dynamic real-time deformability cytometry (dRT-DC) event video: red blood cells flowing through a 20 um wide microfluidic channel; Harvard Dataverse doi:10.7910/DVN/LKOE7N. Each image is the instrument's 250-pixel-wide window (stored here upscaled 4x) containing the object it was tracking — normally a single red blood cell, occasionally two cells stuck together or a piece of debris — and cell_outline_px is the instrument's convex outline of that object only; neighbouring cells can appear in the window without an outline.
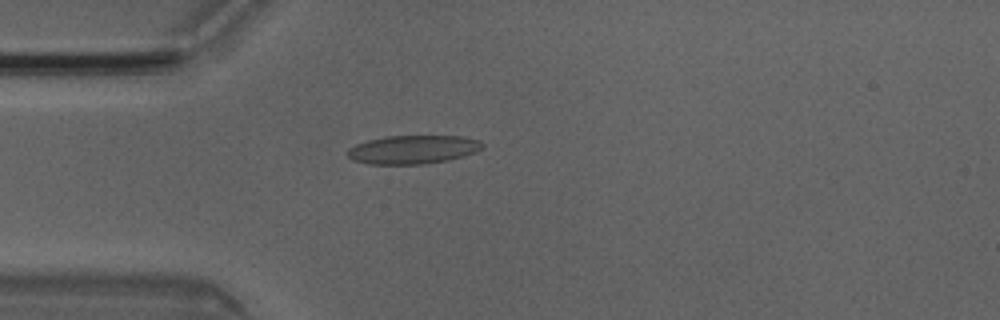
{"species": "Egyptian fruit bat (a non-hibernating species)", "species_latin": "Rousettus aegyptiacus", "temperature_condition": "room temperature", "stored_images_in_passage": 50, "camera_frame_rate_fps": 3000, "um_per_image_px": 0.085, "animal": {"sex": "male"}, "frame": {"image": 1, "passage_image": 13, "time_ms": 4.0, "image_size_px": [1000, 320], "cell_outline_px": [[484, 144], [476, 152], [464, 156], [448, 160], [424, 164], [368, 164], [352, 160], [348, 156], [348, 148], [356, 144], [368, 140], [384, 136], [464, 136], [480, 140]], "centroid_in_image_um": [35.1, 12.71], "position_along_channel_um": 49.9, "area_um2": 22.54}}
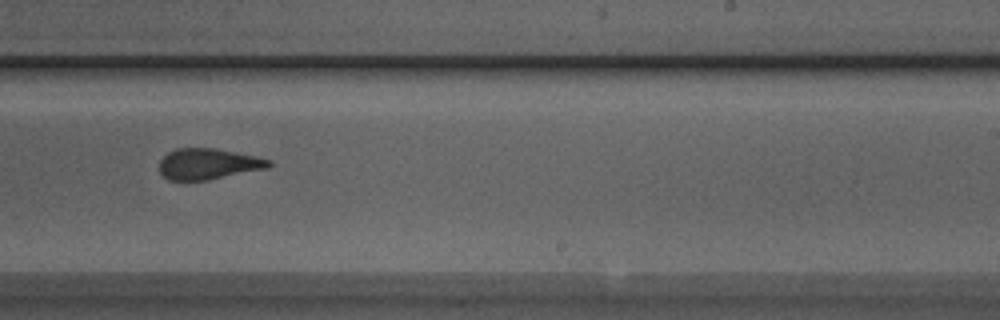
{"frame": {"image": 2, "passage_image": 30, "time_ms": 9.667, "image_size_px": [1000, 320], "cell_outline_px": [[272, 164], [268, 168], [208, 180], [168, 180], [160, 172], [160, 160], [168, 152], [176, 148], [212, 148], [256, 156], [272, 160]], "centroid_in_image_um": [17.7, 13.93], "position_along_channel_um": 271.3, "area_um2": 19.65}}
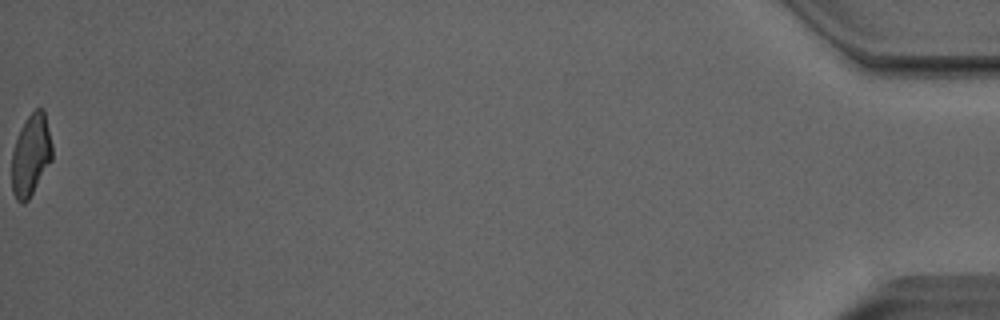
{"frame": {"image": 3, "passage_image": 50, "time_ms": 16.333, "image_size_px": [1000, 320], "cell_outline_px": [[52, 160], [28, 200], [24, 204], [20, 204], [16, 200], [12, 192], [12, 152], [20, 128], [28, 116], [36, 108], [44, 108], [52, 144]], "centroid_in_image_um": [2.62, 13.19], "position_along_channel_um": 432.6, "area_um2": 19.31}, "authors_computed_cell_mechanics": {"area_um2": 20.9236, "velocity_mm_per_s": 4.0619, "shape_relaxation_time_tau1_ms": 9.7107, "shape_relaxation_time_tau2_ms": 1.5684, "deformation_change_tau1": 0.2234, "deformation_change_tau2": 0.0872}}